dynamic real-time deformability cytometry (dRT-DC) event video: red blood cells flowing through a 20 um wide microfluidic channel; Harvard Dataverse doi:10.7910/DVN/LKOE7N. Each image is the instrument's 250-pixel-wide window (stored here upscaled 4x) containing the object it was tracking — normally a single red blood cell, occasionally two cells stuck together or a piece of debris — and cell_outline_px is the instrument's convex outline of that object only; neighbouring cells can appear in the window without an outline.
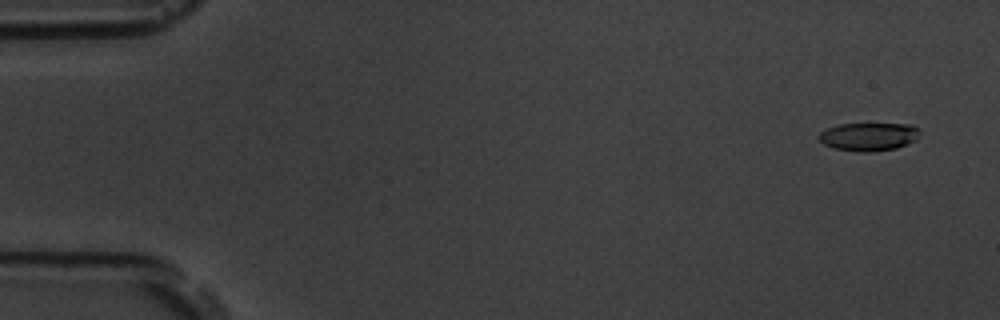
{"species": "common noctule bat (a hibernating species)", "species_latin": "Nyctalus noctula", "temperature_condition": "room temperature", "stored_images_in_passage": 57, "camera_frame_rate_fps": 3000, "um_per_image_px": 0.085, "animal": {"sex": "male", "body_mass_g": 19.5, "forearm_length_mm": 54.6}, "frame": {"image": 1, "passage_image": 4, "time_ms": 1.0, "image_size_px": [1000, 320], "cell_outline_px": [[920, 132], [916, 140], [896, 148], [868, 152], [860, 152], [832, 148], [824, 144], [816, 136], [820, 132], [836, 124], [912, 124]], "centroid_in_image_um": [73.8, 11.61], "position_along_channel_um": 11.2, "area_um2": 16.59}}
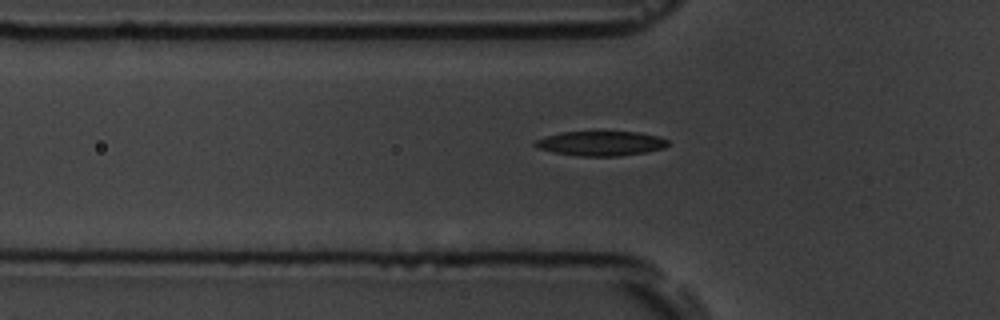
{"frame": {"image": 2, "passage_image": 20, "time_ms": 6.333, "image_size_px": [1000, 320], "cell_outline_px": [[668, 144], [664, 148], [648, 152], [616, 156], [580, 156], [552, 152], [536, 148], [532, 144], [536, 140], [560, 132], [636, 132], [656, 136], [668, 140]], "centroid_in_image_um": [51.04, 12.2], "position_along_channel_um": 74.8, "area_um2": 18.96}}
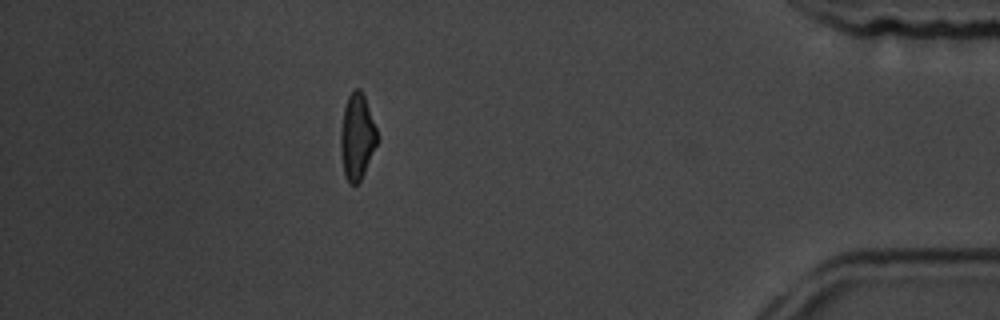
{"frame": {"image": 3, "passage_image": 51, "time_ms": 16.667, "image_size_px": [1000, 320], "cell_outline_px": [[376, 144], [364, 172], [360, 180], [356, 184], [348, 184], [344, 176], [340, 148], [340, 132], [344, 108], [348, 96], [352, 88], [360, 88], [364, 96], [376, 128]], "centroid_in_image_um": [30.31, 11.61], "position_along_channel_um": 404.9, "area_um2": 18.03}, "authors_computed_cell_mechanics": {"area_um2": 18.4382, "velocity_mm_per_s": 3.6505, "shape_relaxation_time_tau1_ms": 3.5167, "shape_relaxation_time_tau2_ms": 2.6044, "deformation_change_tau1": 0.1603, "deformation_change_tau2": 0.0901}}